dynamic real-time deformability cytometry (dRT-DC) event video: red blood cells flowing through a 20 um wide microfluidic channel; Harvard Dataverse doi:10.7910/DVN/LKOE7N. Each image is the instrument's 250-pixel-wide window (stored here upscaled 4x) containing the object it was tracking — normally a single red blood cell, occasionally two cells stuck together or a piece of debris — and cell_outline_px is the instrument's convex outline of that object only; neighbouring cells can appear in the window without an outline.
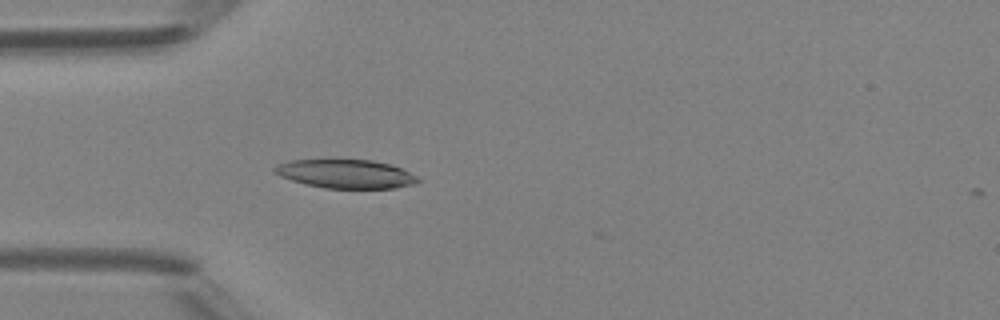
{"species": "Egyptian fruit bat (a non-hibernating species)", "species_latin": "Rousettus aegyptiacus", "temperature_condition": "room temperature", "stored_images_in_passage": 6, "camera_frame_rate_fps": 3000, "um_per_image_px": 0.085, "animal": {"sex": "female"}, "frame": {"image": 1, "passage_image": 6, "time_ms": 5.667, "image_size_px": [1000, 320], "cell_outline_px": [[420, 180], [412, 184], [396, 188], [324, 188], [292, 180], [280, 176], [272, 172], [272, 168], [276, 164], [292, 160], [372, 160], [388, 164], [400, 168], [416, 176]], "centroid_in_image_um": [29.34, 14.78], "position_along_channel_um": 55.7, "area_um2": 23.7}}